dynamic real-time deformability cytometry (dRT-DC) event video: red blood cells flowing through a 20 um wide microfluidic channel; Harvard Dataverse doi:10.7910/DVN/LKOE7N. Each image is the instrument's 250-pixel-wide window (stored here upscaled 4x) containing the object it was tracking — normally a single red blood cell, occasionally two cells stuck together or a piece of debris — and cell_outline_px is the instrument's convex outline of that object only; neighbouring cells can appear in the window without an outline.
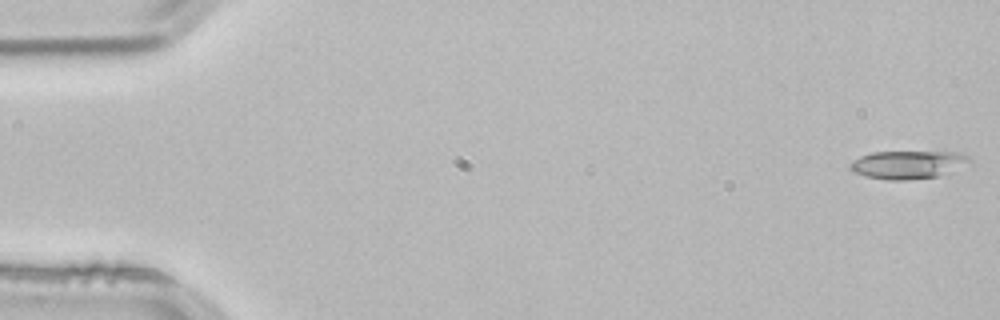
{"species": "common noctule bat (a hibernating species)", "species_latin": "Nyctalus noctula", "temperature_condition": "room temperature", "stored_images_in_passage": 9, "camera_frame_rate_fps": 3000, "um_per_image_px": 0.085, "animal": {"sex": "male", "body_mass_g": 21.5, "forearm_length_mm": 52.0}, "frame": {"image": 1, "passage_image": 1, "time_ms": 0.0, "image_size_px": [1000, 320], "cell_outline_px": [[972, 164], [940, 176], [908, 180], [888, 180], [864, 176], [852, 172], [848, 168], [848, 164], [852, 160], [860, 156], [872, 152], [956, 152], [968, 156], [972, 160]], "centroid_in_image_um": [77.18, 14.0], "position_along_channel_um": 7.8, "area_um2": 20.0}}